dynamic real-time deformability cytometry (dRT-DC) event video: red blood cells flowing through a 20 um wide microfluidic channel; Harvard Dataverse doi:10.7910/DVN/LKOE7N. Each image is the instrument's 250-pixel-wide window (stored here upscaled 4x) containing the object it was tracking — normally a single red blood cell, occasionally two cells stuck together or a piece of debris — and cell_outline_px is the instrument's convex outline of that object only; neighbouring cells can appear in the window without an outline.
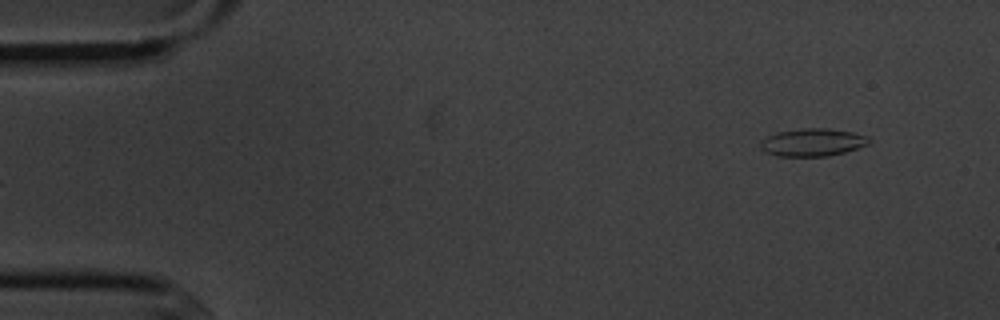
{"species": "common noctule bat (a hibernating species)", "species_latin": "Nyctalus noctula", "temperature_condition": "cold", "stored_images_in_passage": 5, "camera_frame_rate_fps": 3000, "um_per_image_px": 0.085, "animal": {"sex": "male", "body_mass_g": 20.1, "forearm_length_mm": 53.5}, "frame": {"image": 1, "passage_image": 5, "time_ms": 4.667, "image_size_px": [1000, 320], "cell_outline_px": [[872, 140], [868, 144], [844, 152], [828, 156], [776, 156], [764, 152], [760, 148], [760, 140], [776, 132], [804, 128], [828, 128], [852, 132], [868, 136]], "centroid_in_image_um": [69.04, 12.1], "position_along_channel_um": 16.0, "area_um2": 17.63}}